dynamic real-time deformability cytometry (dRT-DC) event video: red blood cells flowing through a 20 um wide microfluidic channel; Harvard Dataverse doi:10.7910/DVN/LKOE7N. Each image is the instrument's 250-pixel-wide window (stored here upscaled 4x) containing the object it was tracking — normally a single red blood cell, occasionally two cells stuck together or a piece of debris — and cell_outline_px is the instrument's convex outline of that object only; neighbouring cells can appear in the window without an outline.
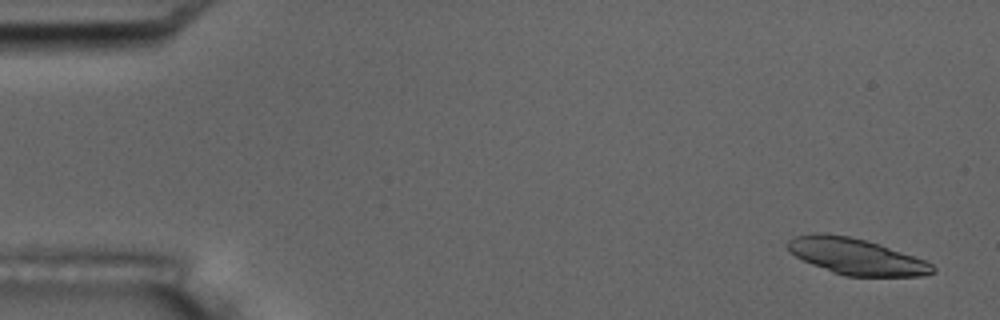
{"species": "common noctule bat (a hibernating species)", "species_latin": "Nyctalus noctula", "temperature_condition": "room temperature", "stored_images_in_passage": 5, "camera_frame_rate_fps": 3000, "um_per_image_px": 0.085, "animal": {"sex": "male", "body_mass_g": 17.5, "forearm_length_mm": 52.3}, "frame": {"image": 1, "passage_image": 1, "time_ms": 0.0, "image_size_px": [1000, 320], "cell_outline_px": [[936, 272], [924, 276], [844, 276], [832, 272], [812, 264], [796, 256], [788, 248], [788, 240], [792, 236], [816, 232], [824, 232], [848, 236], [880, 244], [924, 260], [932, 264], [936, 268]], "centroid_in_image_um": [72.77, 21.79], "position_along_channel_um": 12.2, "area_um2": 30.52}}